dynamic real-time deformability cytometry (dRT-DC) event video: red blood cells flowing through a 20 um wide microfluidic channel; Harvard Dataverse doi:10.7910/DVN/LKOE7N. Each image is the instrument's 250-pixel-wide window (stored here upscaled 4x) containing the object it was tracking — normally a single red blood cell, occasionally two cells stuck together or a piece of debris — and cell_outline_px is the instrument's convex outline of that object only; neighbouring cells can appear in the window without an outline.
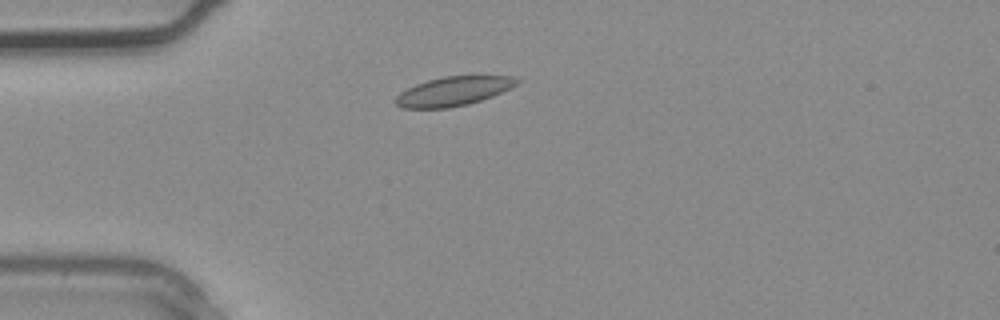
{"species": "common noctule bat (a hibernating species)", "species_latin": "Nyctalus noctula", "temperature_condition": "warm", "stored_images_in_passage": 2, "camera_frame_rate_fps": 3000, "um_per_image_px": 0.085, "animal": {"sex": "male", "body_mass_g": 20.4}, "frame": {"image": 1, "passage_image": 2, "time_ms": 0.333, "image_size_px": [1000, 320], "cell_outline_px": [[520, 80], [516, 84], [492, 96], [468, 104], [448, 108], [404, 108], [396, 104], [392, 100], [400, 92], [416, 84], [428, 80], [444, 76], [512, 76]], "centroid_in_image_um": [38.48, 7.76], "position_along_channel_um": 46.5, "area_um2": 20.35}}